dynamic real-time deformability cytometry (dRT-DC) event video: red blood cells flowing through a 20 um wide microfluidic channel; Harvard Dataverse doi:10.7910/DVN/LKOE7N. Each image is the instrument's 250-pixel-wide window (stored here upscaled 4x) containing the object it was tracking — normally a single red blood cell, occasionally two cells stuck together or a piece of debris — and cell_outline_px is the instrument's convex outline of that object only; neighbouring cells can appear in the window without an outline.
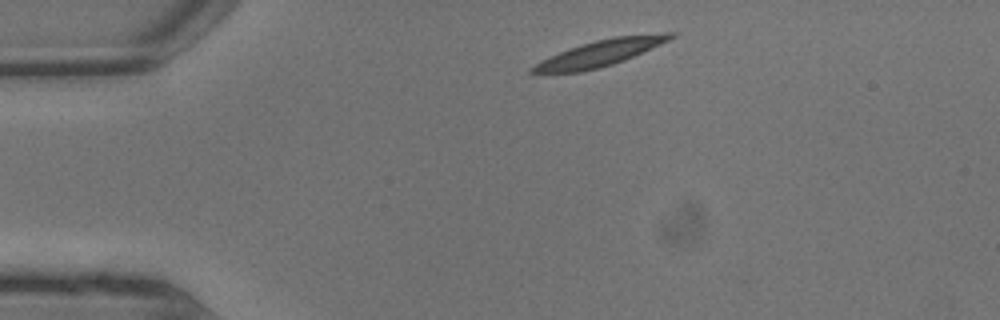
{"species": "common noctule bat (a hibernating species)", "species_latin": "Nyctalus noctula", "temperature_condition": "warm", "stored_images_in_passage": 4, "camera_frame_rate_fps": 3000, "um_per_image_px": 0.085, "animal": {"sex": "male", "body_mass_g": 13.3}, "frame": {"image": 1, "passage_image": 1, "time_ms": 0.0, "image_size_px": [1000, 320], "cell_outline_px": [[676, 36], [660, 44], [624, 60], [600, 68], [580, 72], [528, 72], [528, 68], [540, 60], [560, 52], [596, 40], [612, 36], [664, 32], [676, 32]], "centroid_in_image_um": [51.04, 4.5], "position_along_channel_um": 34.0, "area_um2": 20.87}}
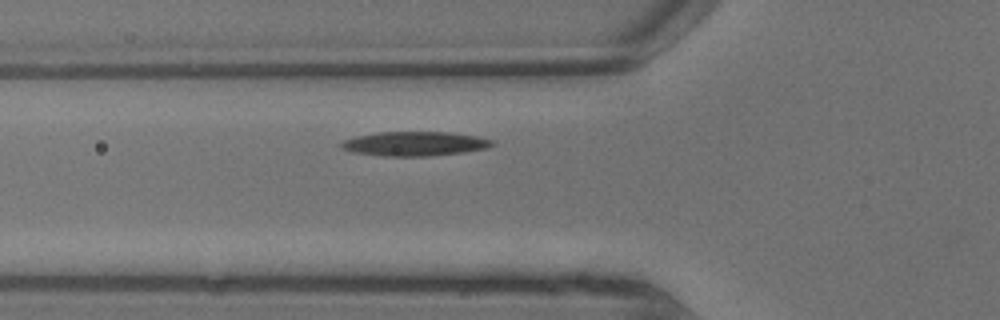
{"frame": {"image": 2, "passage_image": 4, "time_ms": 1.0, "image_size_px": [1000, 320], "cell_outline_px": [[496, 144], [488, 148], [464, 152], [432, 156], [384, 156], [352, 152], [340, 148], [340, 144], [344, 140], [356, 136], [380, 132], [452, 132], [476, 136], [492, 140]], "centroid_in_image_um": [35.27, 12.22], "position_along_channel_um": 90.5, "area_um2": 21.5}}